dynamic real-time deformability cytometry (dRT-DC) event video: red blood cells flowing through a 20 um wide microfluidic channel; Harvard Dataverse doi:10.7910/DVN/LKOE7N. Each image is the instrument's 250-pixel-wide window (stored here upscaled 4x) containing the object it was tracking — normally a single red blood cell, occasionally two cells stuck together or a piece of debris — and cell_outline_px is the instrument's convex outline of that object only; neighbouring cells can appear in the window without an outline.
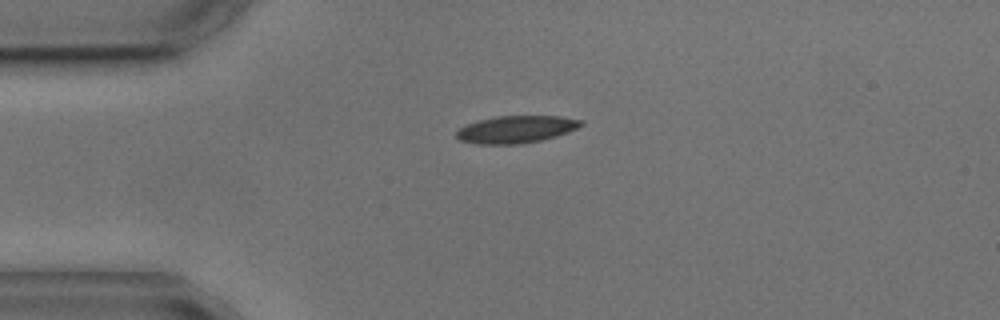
{"species": "common noctule bat (a hibernating species)", "species_latin": "Nyctalus noctula", "temperature_condition": "cold", "stored_images_in_passage": 6, "camera_frame_rate_fps": 3000, "um_per_image_px": 0.085, "animal": {"sex": "male", "body_mass_g": 17.9, "forearm_length_mm": 54.2}, "frame": {"image": 1, "passage_image": 1, "time_ms": 0.0, "image_size_px": [1000, 320], "cell_outline_px": [[584, 124], [568, 132], [556, 136], [540, 140], [516, 144], [476, 144], [460, 140], [456, 136], [456, 132], [460, 128], [468, 124], [480, 120], [496, 116], [560, 116], [584, 120]], "centroid_in_image_um": [43.89, 10.99], "position_along_channel_um": 41.1, "area_um2": 19.65}}
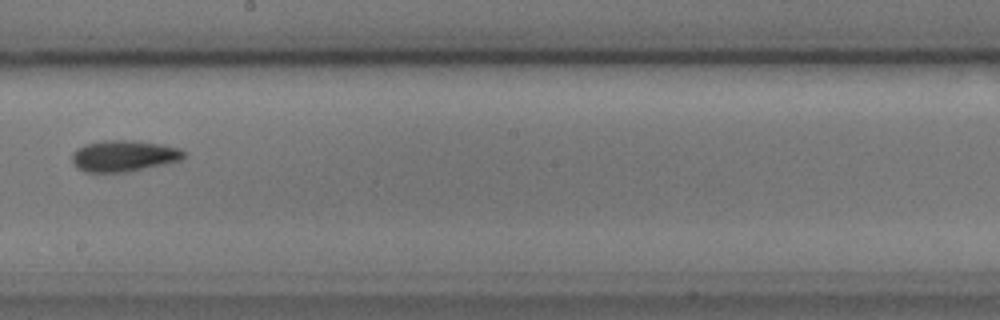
{"frame": {"image": 2, "passage_image": 6, "time_ms": 6.0, "image_size_px": [1000, 320], "cell_outline_px": [[188, 152], [180, 160], [128, 172], [84, 172], [76, 168], [72, 164], [72, 152], [76, 148], [84, 144], [104, 140], [132, 140], [164, 144], [180, 148]], "centroid_in_image_um": [10.5, 13.24], "position_along_channel_um": 237.7, "area_um2": 20.69}}